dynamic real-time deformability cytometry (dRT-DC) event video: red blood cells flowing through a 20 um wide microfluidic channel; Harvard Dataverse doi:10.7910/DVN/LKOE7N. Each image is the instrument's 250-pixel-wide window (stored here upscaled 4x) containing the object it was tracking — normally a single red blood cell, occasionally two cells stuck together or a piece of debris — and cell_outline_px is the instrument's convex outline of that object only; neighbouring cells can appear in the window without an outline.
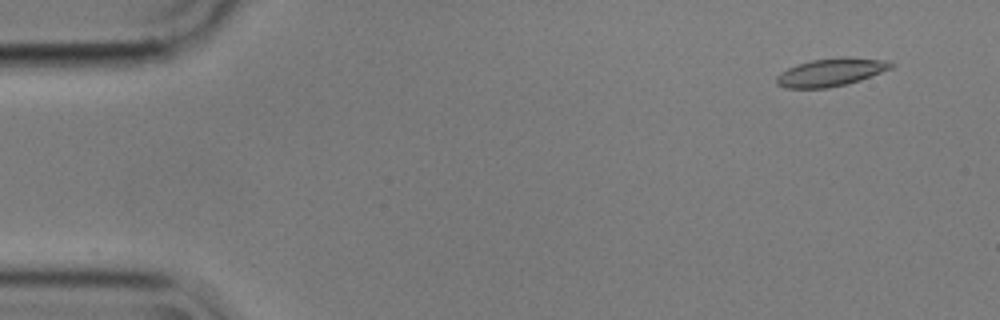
{"species": "common noctule bat (a hibernating species)", "species_latin": "Nyctalus noctula", "temperature_condition": "cold", "stored_images_in_passage": 5, "camera_frame_rate_fps": 3000, "um_per_image_px": 0.085, "animal": {"sex": "male", "body_mass_g": 17.9}, "frame": {"image": 1, "passage_image": 1, "time_ms": 0.0, "image_size_px": [1000, 320], "cell_outline_px": [[896, 64], [892, 68], [860, 80], [828, 88], [784, 88], [776, 84], [776, 76], [780, 72], [788, 68], [812, 60], [844, 56], [848, 56], [888, 60]], "centroid_in_image_um": [70.65, 6.13], "position_along_channel_um": 14.3, "area_um2": 18.73}}
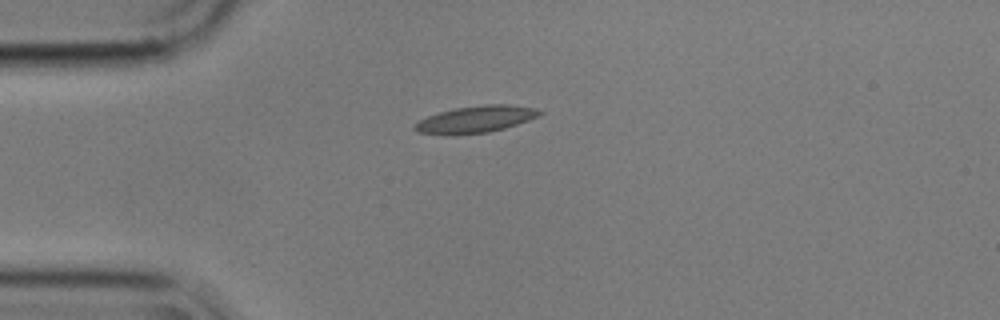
{"frame": {"image": 2, "passage_image": 4, "time_ms": 1.0, "image_size_px": [1000, 320], "cell_outline_px": [[544, 112], [540, 116], [504, 128], [488, 132], [452, 136], [420, 132], [412, 128], [420, 120], [428, 116], [440, 112], [456, 108], [484, 104], [508, 104], [536, 108]], "centroid_in_image_um": [40.46, 10.14], "position_along_channel_um": 44.5, "area_um2": 19.54}}